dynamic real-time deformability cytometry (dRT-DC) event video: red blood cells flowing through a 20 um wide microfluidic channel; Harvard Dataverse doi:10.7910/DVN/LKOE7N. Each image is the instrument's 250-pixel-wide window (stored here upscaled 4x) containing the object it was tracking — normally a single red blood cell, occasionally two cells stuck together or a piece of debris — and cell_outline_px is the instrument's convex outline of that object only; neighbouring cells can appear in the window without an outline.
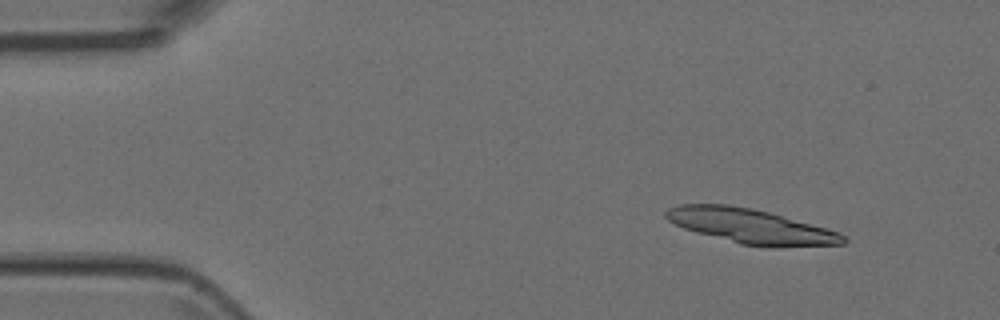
{"species": "Egyptian fruit bat (a non-hibernating species)", "species_latin": "Rousettus aegyptiacus", "temperature_condition": "room temperature", "stored_images_in_passage": 3, "camera_frame_rate_fps": 3000, "um_per_image_px": 0.085, "animal": {"sex": "female"}, "frame": {"image": 1, "passage_image": 1, "time_ms": 0.0, "image_size_px": [1000, 320], "cell_outline_px": [[848, 240], [844, 244], [776, 248], [768, 248], [740, 244], [696, 232], [684, 228], [668, 220], [664, 216], [664, 212], [668, 208], [680, 204], [728, 204], [752, 208], [768, 212], [828, 228], [840, 232]], "centroid_in_image_um": [63.86, 19.24], "position_along_channel_um": 21.1, "area_um2": 36.13}}